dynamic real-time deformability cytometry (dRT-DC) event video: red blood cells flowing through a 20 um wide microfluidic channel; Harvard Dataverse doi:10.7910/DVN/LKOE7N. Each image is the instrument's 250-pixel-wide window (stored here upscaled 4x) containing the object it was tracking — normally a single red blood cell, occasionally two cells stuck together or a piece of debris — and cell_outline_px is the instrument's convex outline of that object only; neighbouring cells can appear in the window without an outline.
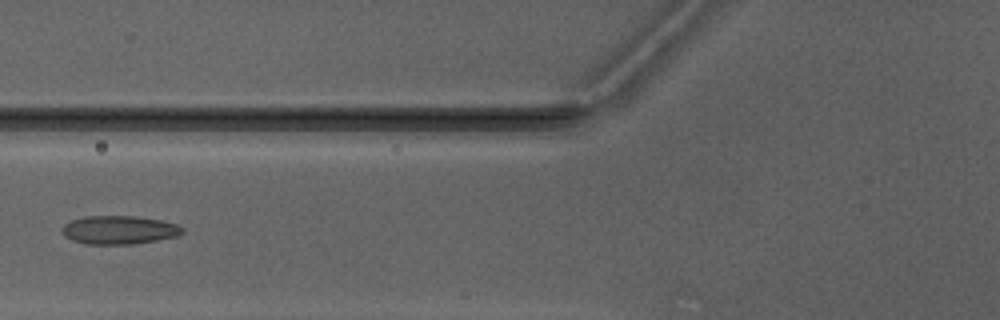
{"species": "Egyptian fruit bat (a non-hibernating species)", "species_latin": "Rousettus aegyptiacus", "temperature_condition": "warm", "stored_images_in_passage": 4, "camera_frame_rate_fps": 3000, "um_per_image_px": 0.085, "animal": {"sex": "male"}, "frame": {"image": 1, "passage_image": 4, "time_ms": 4.333, "image_size_px": [1000, 320], "cell_outline_px": [[184, 232], [176, 236], [136, 244], [84, 244], [72, 240], [64, 236], [60, 228], [64, 224], [72, 220], [84, 216], [136, 216], [160, 220], [176, 224], [184, 228]], "centroid_in_image_um": [10.09, 19.54], "position_along_channel_um": 115.7, "area_um2": 20.06}}